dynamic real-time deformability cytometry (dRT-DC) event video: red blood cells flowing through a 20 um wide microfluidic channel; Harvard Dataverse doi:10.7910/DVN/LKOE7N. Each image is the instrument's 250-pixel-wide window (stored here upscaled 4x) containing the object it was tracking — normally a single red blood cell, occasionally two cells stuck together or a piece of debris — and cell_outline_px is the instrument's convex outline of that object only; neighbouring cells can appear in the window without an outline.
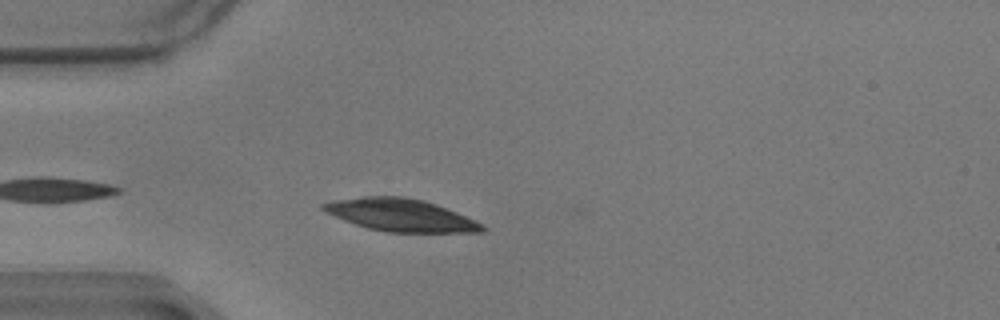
{"species": "common noctule bat (a hibernating species)", "species_latin": "Nyctalus noctula", "temperature_condition": "warm", "stored_images_in_passage": 38, "camera_frame_rate_fps": 3000, "um_per_image_px": 0.085, "animal": {"sex": "male", "body_mass_g": 17.9}, "frame": {"image": 1, "passage_image": 3, "time_ms": 0.667, "image_size_px": [1000, 320], "cell_outline_px": [[488, 228], [484, 232], [384, 232], [368, 228], [344, 220], [324, 212], [320, 208], [320, 204], [332, 200], [364, 196], [404, 196], [436, 204], [476, 220], [484, 224]], "centroid_in_image_um": [34.05, 18.28], "position_along_channel_um": 51.0, "area_um2": 30.17}}
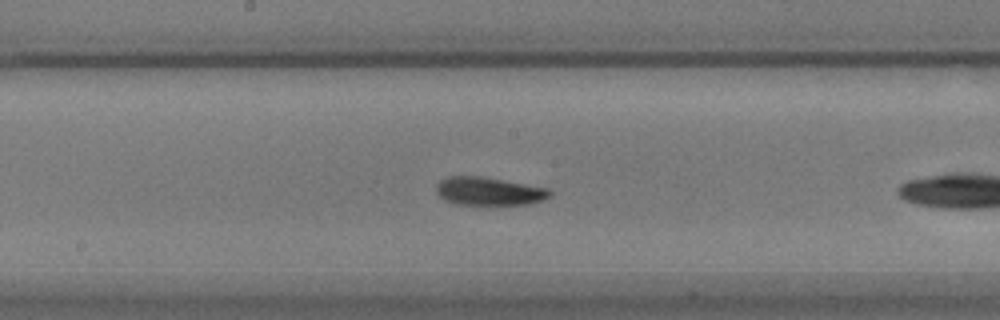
{"frame": {"image": 2, "passage_image": 14, "time_ms": 4.333, "image_size_px": [1000, 320], "cell_outline_px": [[552, 196], [544, 200], [528, 204], [488, 208], [456, 204], [444, 200], [436, 192], [436, 184], [440, 180], [448, 176], [480, 176], [504, 180], [548, 188], [552, 192]], "centroid_in_image_um": [41.57, 16.31], "position_along_channel_um": 206.6, "area_um2": 19.71}}
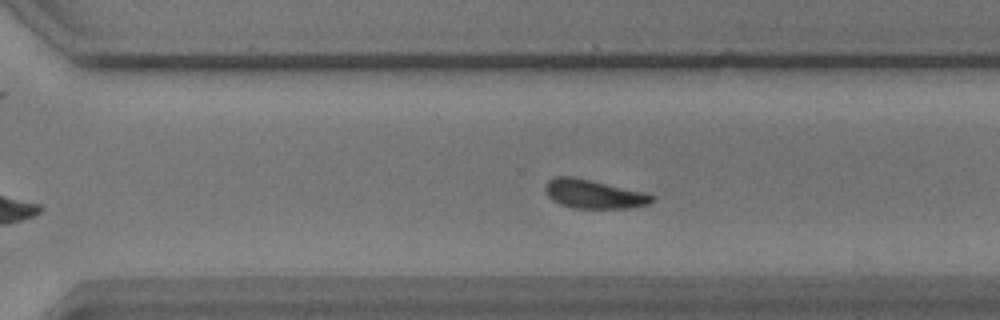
{"frame": {"image": 3, "passage_image": 24, "time_ms": 7.667, "image_size_px": [1000, 320], "cell_outline_px": [[656, 200], [648, 204], [628, 208], [572, 208], [560, 204], [552, 200], [548, 196], [544, 188], [548, 180], [556, 176], [572, 176], [648, 192], [656, 196]], "centroid_in_image_um": [50.51, 16.49], "position_along_channel_um": 320.1, "area_um2": 18.21}, "authors_computed_cell_mechanics": {"area_um2": 18.4382, "velocity_mm_per_s": 3.4277, "shape_relaxation_time_tau1_ms": 2.5919, "shape_relaxation_time_tau2_ms": null, "deformation_change_tau1": 0.174, "deformation_change_tau2": null}}